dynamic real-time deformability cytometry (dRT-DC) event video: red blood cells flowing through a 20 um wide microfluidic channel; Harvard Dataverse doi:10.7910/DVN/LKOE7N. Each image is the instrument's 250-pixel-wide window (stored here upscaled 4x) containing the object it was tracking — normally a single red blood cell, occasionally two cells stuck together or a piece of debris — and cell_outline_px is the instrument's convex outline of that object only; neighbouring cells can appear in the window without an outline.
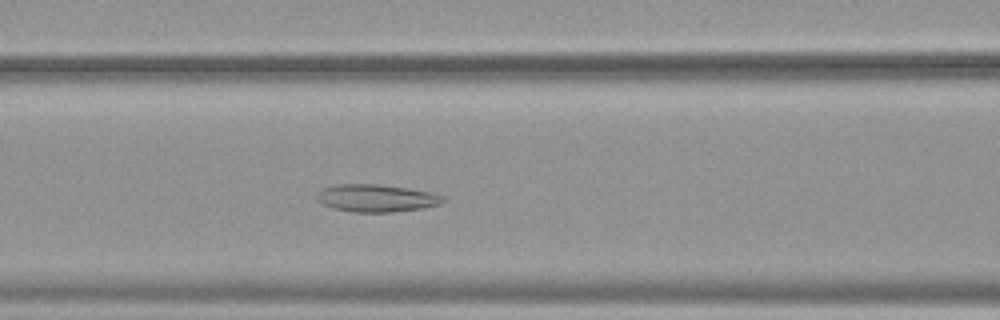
{"species": "common noctule bat (a hibernating species)", "species_latin": "Nyctalus noctula", "temperature_condition": "warm", "stored_images_in_passage": 49, "camera_frame_rate_fps": 3000, "um_per_image_px": 0.085, "animal": {"sex": "female", "body_mass_g": 19.9}, "frame": {"image": 1, "passage_image": 19, "time_ms": 6.0, "image_size_px": [1000, 320], "cell_outline_px": [[448, 200], [440, 204], [424, 208], [392, 212], [352, 212], [332, 208], [316, 200], [316, 196], [320, 188], [336, 184], [380, 184], [408, 188], [432, 192], [444, 196]], "centroid_in_image_um": [32.0, 16.83], "position_along_channel_um": 134.6, "area_um2": 20.58}}
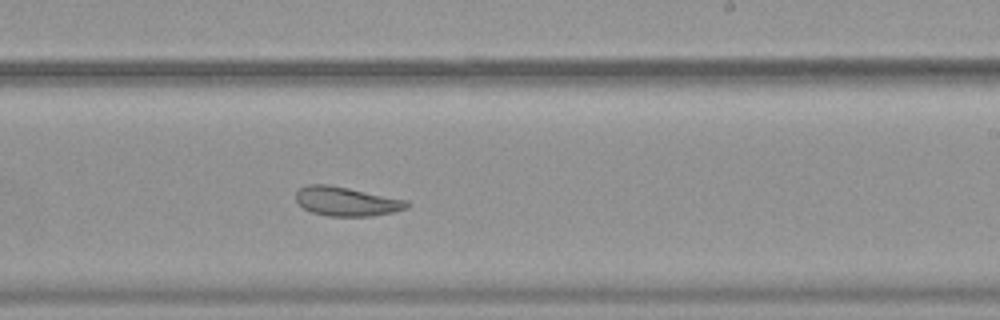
{"frame": {"image": 2, "passage_image": 29, "time_ms": 9.333, "image_size_px": [1000, 320], "cell_outline_px": [[412, 204], [408, 208], [392, 212], [372, 216], [328, 216], [312, 212], [304, 208], [296, 200], [296, 192], [300, 188], [308, 184], [328, 184], [408, 200]], "centroid_in_image_um": [29.48, 17.12], "position_along_channel_um": 259.5, "area_um2": 18.84}}
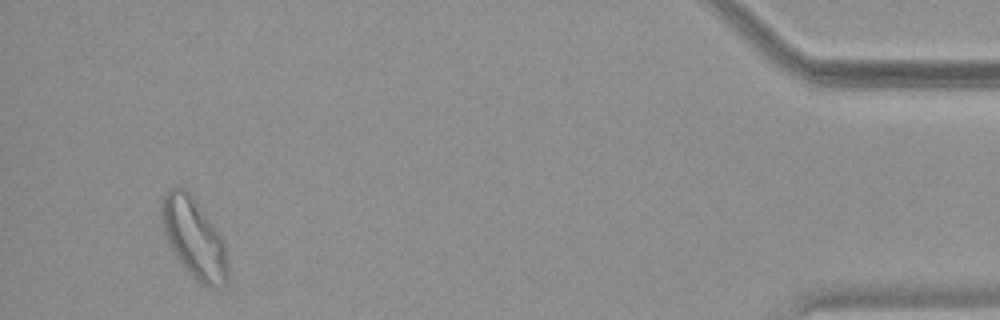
{"frame": {"image": 3, "passage_image": 47, "time_ms": 15.333, "image_size_px": [1000, 320], "cell_outline_px": [[228, 280], [224, 284], [216, 288], [208, 288], [196, 280], [176, 256], [164, 232], [160, 212], [160, 208], [164, 192], [168, 188], [184, 188], [188, 192], [216, 228], [224, 240], [228, 260]], "centroid_in_image_um": [16.51, 20.26], "position_along_channel_um": 418.7, "area_um2": 30.52}, "authors_computed_cell_mechanics": {"area_um2": 23.3512, "velocity_mm_per_s": 3.7775, "shape_relaxation_time_tau1_ms": null, "shape_relaxation_time_tau2_ms": 2.7766, "deformation_change_tau1": null, "deformation_change_tau2": 0.0835}}